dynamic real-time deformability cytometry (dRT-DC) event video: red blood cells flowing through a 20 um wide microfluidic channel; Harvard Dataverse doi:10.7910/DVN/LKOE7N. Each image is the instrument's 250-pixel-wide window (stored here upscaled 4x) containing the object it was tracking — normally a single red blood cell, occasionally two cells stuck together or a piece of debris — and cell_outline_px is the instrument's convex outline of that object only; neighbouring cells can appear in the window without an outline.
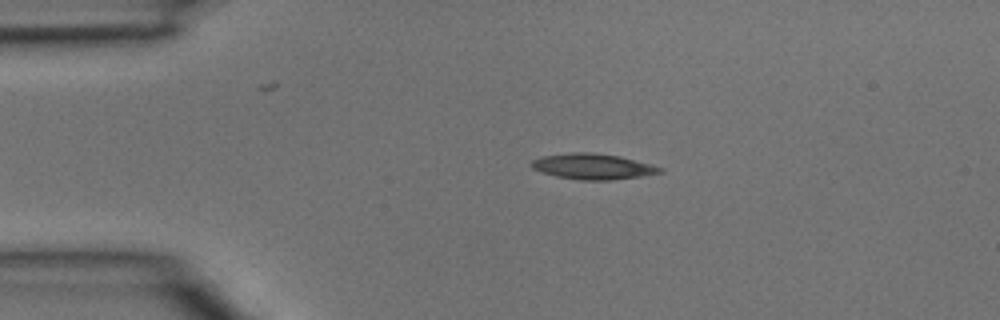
{"species": "common noctule bat (a hibernating species)", "species_latin": "Nyctalus noctula", "temperature_condition": "room temperature", "stored_images_in_passage": 3, "camera_frame_rate_fps": 3000, "um_per_image_px": 0.085, "animal": {"sex": "male", "body_mass_g": 15.6}, "frame": {"image": 1, "passage_image": 1, "time_ms": 0.0, "image_size_px": [1000, 320], "cell_outline_px": [[664, 172], [640, 176], [608, 180], [580, 180], [556, 176], [532, 168], [528, 164], [532, 160], [544, 156], [572, 152], [592, 152], [620, 156], [652, 164], [664, 168]], "centroid_in_image_um": [50.41, 14.14], "position_along_channel_um": 34.6, "area_um2": 19.19}}